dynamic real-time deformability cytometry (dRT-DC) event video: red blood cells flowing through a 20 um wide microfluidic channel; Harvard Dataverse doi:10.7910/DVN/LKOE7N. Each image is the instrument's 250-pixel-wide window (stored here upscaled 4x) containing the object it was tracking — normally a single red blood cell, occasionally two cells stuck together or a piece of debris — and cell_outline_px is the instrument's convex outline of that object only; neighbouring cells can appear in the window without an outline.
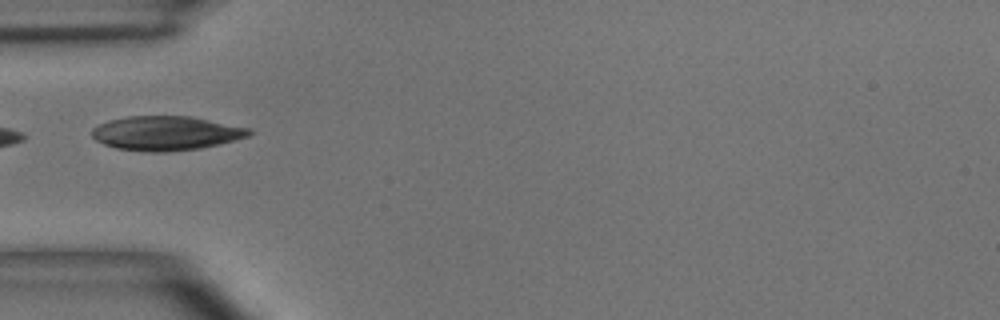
{"species": "common noctule bat (a hibernating species)", "species_latin": "Nyctalus noctula", "temperature_condition": "room temperature", "stored_images_in_passage": 6, "camera_frame_rate_fps": 3000, "um_per_image_px": 0.085, "animal": {"sex": "male", "body_mass_g": 15.6}, "frame": {"image": 1, "passage_image": 5, "time_ms": 4.667, "image_size_px": [1000, 320], "cell_outline_px": [[252, 132], [248, 136], [220, 144], [200, 148], [168, 152], [148, 152], [116, 148], [104, 144], [96, 140], [92, 136], [92, 128], [108, 120], [128, 116], [188, 116], [252, 128]], "centroid_in_image_um": [14.11, 11.32], "position_along_channel_um": 70.9, "area_um2": 31.39}}
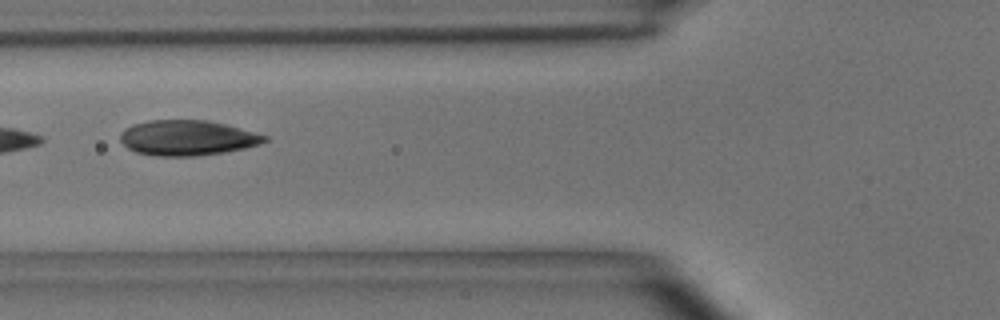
{"frame": {"image": 2, "passage_image": 6, "time_ms": 5.667, "image_size_px": [1000, 320], "cell_outline_px": [[268, 140], [260, 144], [244, 148], [224, 152], [196, 156], [156, 156], [136, 152], [128, 148], [120, 140], [120, 132], [124, 128], [132, 124], [148, 120], [208, 120], [224, 124], [268, 136]], "centroid_in_image_um": [15.88, 11.71], "position_along_channel_um": 109.9, "area_um2": 29.65}}